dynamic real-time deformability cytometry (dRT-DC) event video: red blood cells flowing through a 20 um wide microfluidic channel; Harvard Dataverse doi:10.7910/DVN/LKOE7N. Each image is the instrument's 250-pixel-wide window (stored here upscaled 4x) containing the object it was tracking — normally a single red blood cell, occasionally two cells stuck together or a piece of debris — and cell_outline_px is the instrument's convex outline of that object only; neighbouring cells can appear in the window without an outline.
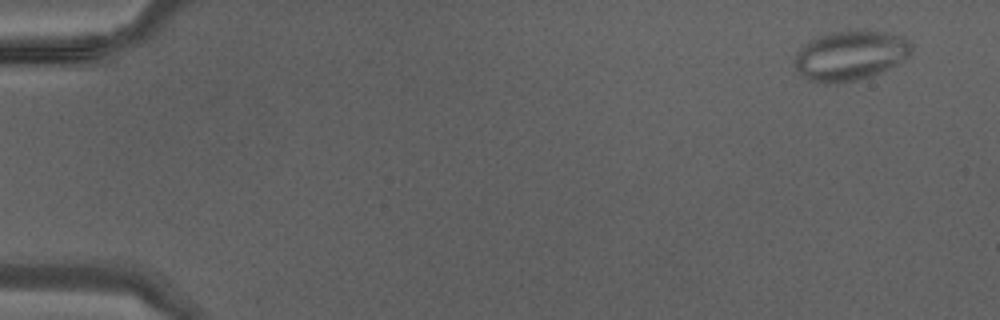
{"species": "Egyptian fruit bat (a non-hibernating species)", "species_latin": "Rousettus aegyptiacus", "temperature_condition": "warm", "stored_images_in_passage": 43, "camera_frame_rate_fps": 3000, "um_per_image_px": 0.085, "animal": {"sex": "male"}, "frame": {"image": 1, "passage_image": 3, "time_ms": 0.667, "image_size_px": [1000, 320], "cell_outline_px": [[912, 52], [904, 60], [880, 72], [856, 80], [836, 84], [824, 84], [808, 80], [800, 76], [796, 72], [796, 52], [800, 48], [812, 40], [828, 32], [856, 28], [884, 32], [904, 36], [912, 44]], "centroid_in_image_um": [72.27, 4.7], "position_along_channel_um": 12.7, "area_um2": 34.33}}
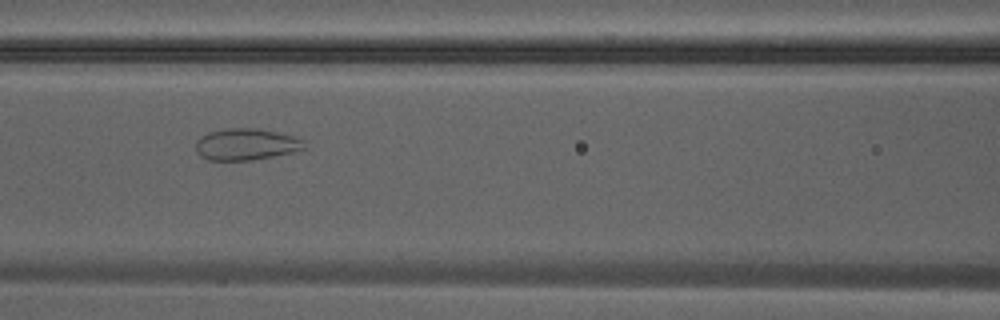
{"frame": {"image": 2, "passage_image": 20, "time_ms": 6.333, "image_size_px": [1000, 320], "cell_outline_px": [[304, 148], [292, 152], [252, 160], [208, 160], [200, 156], [196, 152], [196, 140], [200, 136], [208, 132], [228, 128], [256, 128], [276, 132], [292, 136], [304, 140]], "centroid_in_image_um": [20.86, 12.26], "position_along_channel_um": 145.7, "area_um2": 19.88}}
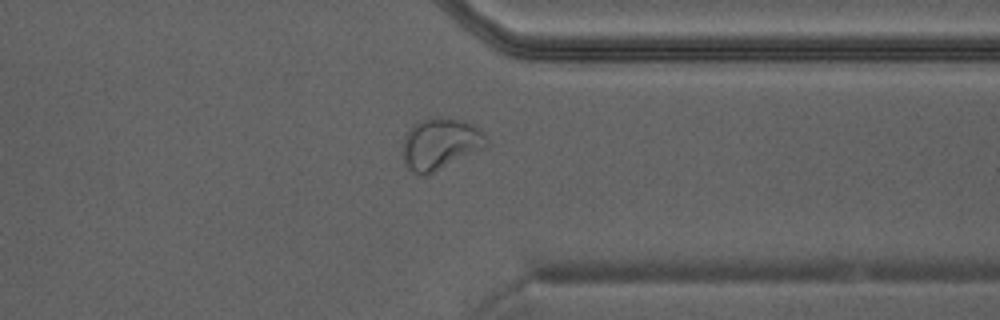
{"frame": {"image": 3, "passage_image": 34, "time_ms": 11.0, "image_size_px": [1000, 320], "cell_outline_px": [[488, 144], [484, 148], [424, 176], [412, 172], [404, 164], [400, 152], [404, 136], [408, 128], [424, 120], [440, 116], [464, 120], [480, 128], [484, 132], [488, 140]], "centroid_in_image_um": [37.4, 12.21], "position_along_channel_um": 374.0, "area_um2": 25.37}}